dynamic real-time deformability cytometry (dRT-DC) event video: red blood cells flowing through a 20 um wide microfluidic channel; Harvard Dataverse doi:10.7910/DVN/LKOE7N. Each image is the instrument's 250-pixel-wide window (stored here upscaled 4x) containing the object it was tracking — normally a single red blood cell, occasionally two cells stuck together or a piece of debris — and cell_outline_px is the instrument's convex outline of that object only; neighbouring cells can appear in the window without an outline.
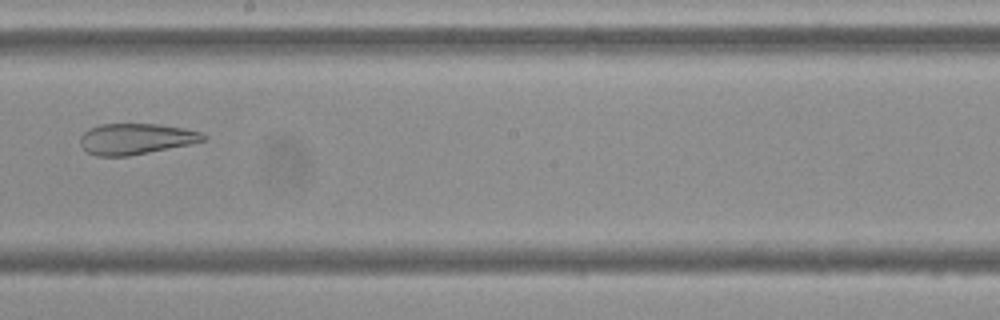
{"species": "Egyptian fruit bat (a non-hibernating species)", "species_latin": "Rousettus aegyptiacus", "temperature_condition": "cold", "stored_images_in_passage": 10, "camera_frame_rate_fps": 3000, "um_per_image_px": 0.085, "frame": {"image": 1, "passage_image": 9, "time_ms": 9.333, "image_size_px": [1000, 320], "cell_outline_px": [[208, 140], [192, 144], [128, 156], [96, 156], [88, 152], [80, 144], [80, 136], [88, 128], [100, 124], [160, 124], [184, 128], [200, 132], [208, 136]], "centroid_in_image_um": [11.58, 11.8], "position_along_channel_um": 236.6, "area_um2": 22.37}}